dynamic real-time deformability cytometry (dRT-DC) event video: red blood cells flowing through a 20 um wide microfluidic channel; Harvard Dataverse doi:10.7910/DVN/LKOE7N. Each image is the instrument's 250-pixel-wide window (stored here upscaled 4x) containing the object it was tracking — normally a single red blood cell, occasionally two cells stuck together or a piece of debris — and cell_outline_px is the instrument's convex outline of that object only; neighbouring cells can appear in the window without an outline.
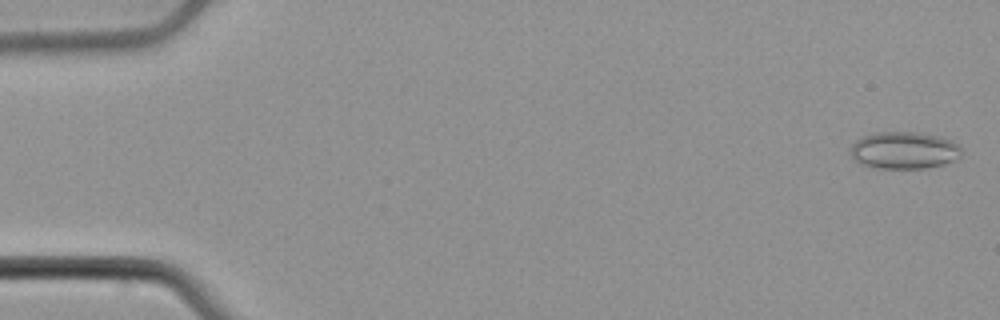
{"species": "common noctule bat (a hibernating species)", "species_latin": "Nyctalus noctula", "temperature_condition": "cold", "stored_images_in_passage": 55, "camera_frame_rate_fps": 3000, "um_per_image_px": 0.085, "animal": {"sex": "male", "body_mass_g": 21.5, "forearm_length_mm": 52.0}, "frame": {"image": 1, "passage_image": 2, "time_ms": 0.333, "image_size_px": [1000, 320], "cell_outline_px": [[964, 148], [960, 156], [944, 164], [924, 168], [876, 168], [864, 164], [856, 160], [848, 152], [852, 144], [856, 140], [864, 136], [876, 132], [912, 132], [940, 136], [952, 140]], "centroid_in_image_um": [76.87, 12.77], "position_along_channel_um": 8.1, "area_um2": 24.04}}
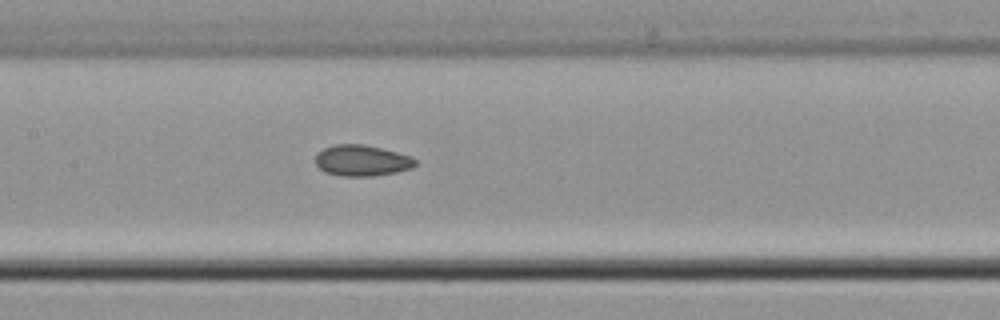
{"frame": {"image": 2, "passage_image": 27, "time_ms": 8.667, "image_size_px": [1000, 320], "cell_outline_px": [[416, 164], [412, 168], [396, 172], [372, 176], [340, 176], [324, 172], [316, 164], [316, 152], [324, 148], [336, 144], [364, 144], [396, 152], [408, 156], [416, 160]], "centroid_in_image_um": [30.72, 13.65], "position_along_channel_um": 176.7, "area_um2": 17.98}}
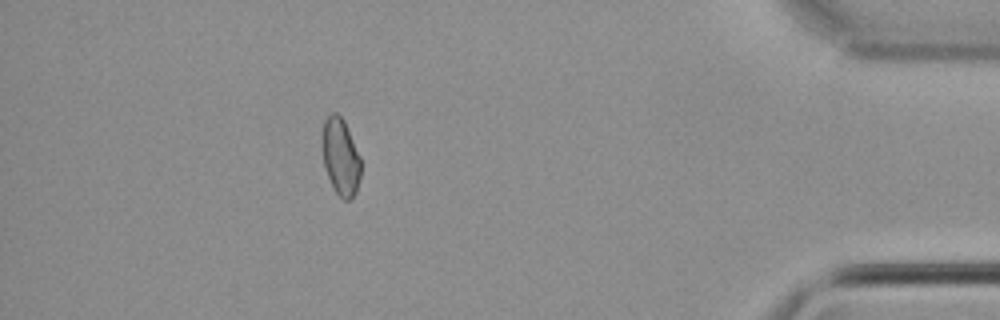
{"frame": {"image": 3, "passage_image": 49, "time_ms": 16.0, "image_size_px": [1000, 320], "cell_outline_px": [[360, 180], [356, 192], [348, 200], [344, 200], [336, 192], [328, 176], [324, 164], [324, 120], [332, 112], [336, 112], [344, 120], [360, 156]], "centroid_in_image_um": [28.99, 13.33], "position_along_channel_um": 406.2, "area_um2": 16.76}, "authors_computed_cell_mechanics": {"area_um2": 18.0914, "velocity_mm_per_s": 3.8231, "shape_relaxation_time_tau1_ms": null, "shape_relaxation_time_tau2_ms": 4.6764, "deformation_change_tau1": null, "deformation_change_tau2": 0.1032}}